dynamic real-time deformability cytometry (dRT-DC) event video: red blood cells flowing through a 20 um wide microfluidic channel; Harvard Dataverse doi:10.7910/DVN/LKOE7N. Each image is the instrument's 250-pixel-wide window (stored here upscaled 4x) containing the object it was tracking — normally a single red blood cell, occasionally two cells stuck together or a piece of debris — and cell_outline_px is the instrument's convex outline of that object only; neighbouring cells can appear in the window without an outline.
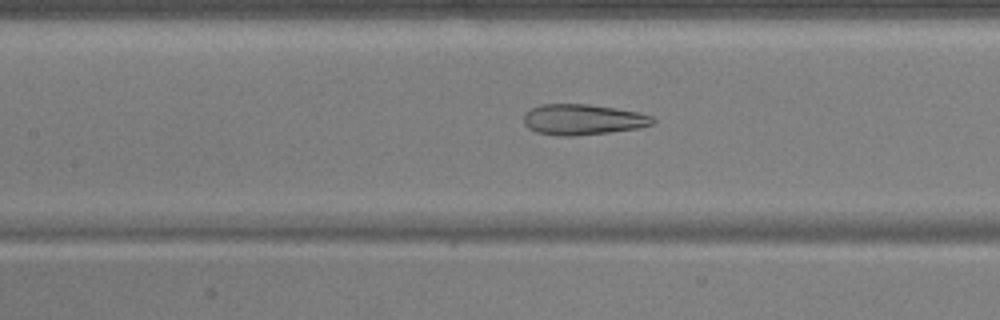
{"species": "common noctule bat (a hibernating species)", "species_latin": "Nyctalus noctula", "temperature_condition": "warm", "stored_images_in_passage": 43, "camera_frame_rate_fps": 3000, "um_per_image_px": 0.085, "animal": {"sex": "male", "body_mass_g": 17.9, "forearm_length_mm": 54.2}, "frame": {"image": 1, "passage_image": 14, "time_ms": 4.333, "image_size_px": [1000, 320], "cell_outline_px": [[656, 120], [652, 124], [640, 128], [576, 136], [560, 136], [536, 132], [528, 128], [524, 124], [524, 116], [532, 108], [540, 104], [588, 104], [640, 112], [652, 116]], "centroid_in_image_um": [49.55, 10.16], "position_along_channel_um": 157.8, "area_um2": 23.06}}
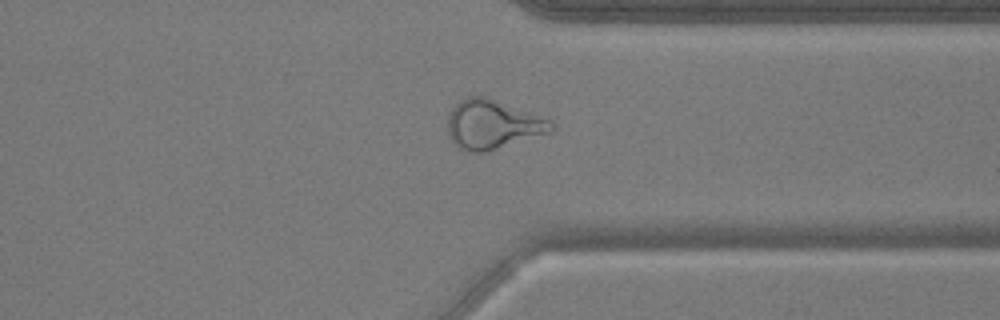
{"frame": {"image": 2, "passage_image": 31, "time_ms": 10.0, "image_size_px": [1000, 320], "cell_outline_px": [[556, 128], [552, 132], [488, 152], [472, 152], [460, 148], [452, 140], [448, 132], [448, 116], [452, 108], [460, 100], [468, 96], [484, 96], [552, 120]], "centroid_in_image_um": [41.9, 10.59], "position_along_channel_um": 369.5, "area_um2": 29.59}}
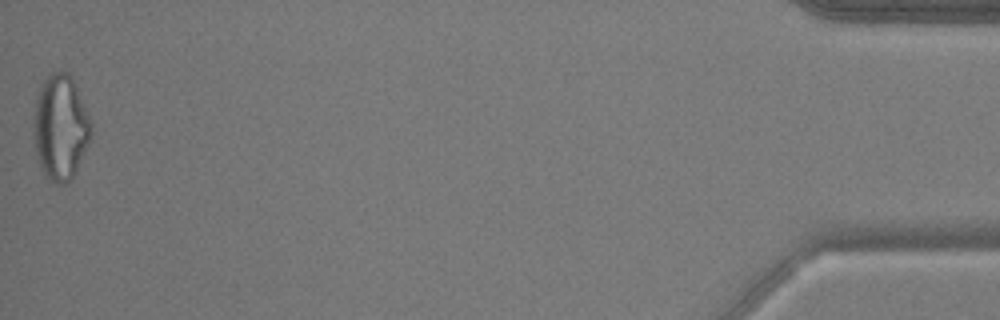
{"frame": {"image": 3, "passage_image": 43, "time_ms": 14.0, "image_size_px": [1000, 320], "cell_outline_px": [[92, 140], [76, 172], [64, 184], [56, 184], [44, 176], [36, 152], [32, 132], [32, 128], [36, 100], [40, 88], [44, 80], [52, 72], [68, 72], [72, 76], [92, 120]], "centroid_in_image_um": [5.17, 10.84], "position_along_channel_um": 430.0, "area_um2": 35.84}, "authors_computed_cell_mechanics": {"area_um2": 26.1256, "velocity_mm_per_s": 3.7527, "shape_relaxation_time_tau1_ms": null, "shape_relaxation_time_tau2_ms": 1.6754, "deformation_change_tau1": null, "deformation_change_tau2": 0.1175}}